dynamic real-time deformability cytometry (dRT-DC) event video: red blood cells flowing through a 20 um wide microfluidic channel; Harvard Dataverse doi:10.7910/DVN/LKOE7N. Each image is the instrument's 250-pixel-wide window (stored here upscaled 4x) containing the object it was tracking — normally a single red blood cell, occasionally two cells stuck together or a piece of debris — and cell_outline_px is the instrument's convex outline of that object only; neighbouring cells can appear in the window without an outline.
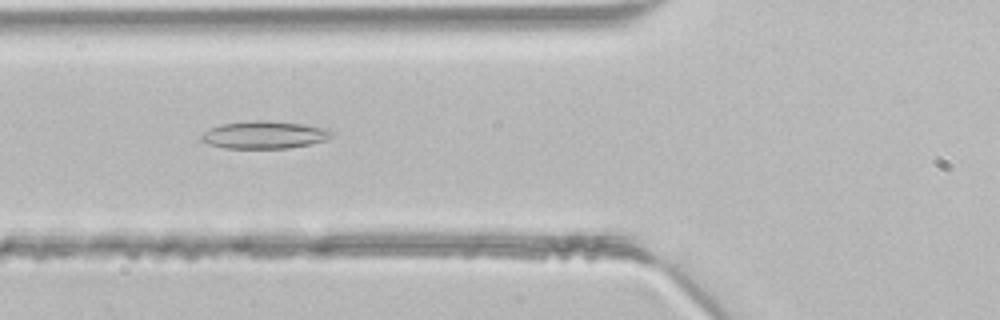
{"species": "common noctule bat (a hibernating species)", "species_latin": "Nyctalus noctula", "temperature_condition": "room temperature", "stored_images_in_passage": 35, "camera_frame_rate_fps": 3000, "um_per_image_px": 0.085, "animal": {"sex": "male", "body_mass_g": 21.5, "forearm_length_mm": 52.0}, "frame": {"image": 1, "passage_image": 6, "time_ms": 1.667, "image_size_px": [1000, 320], "cell_outline_px": [[332, 136], [328, 140], [312, 144], [288, 148], [224, 148], [208, 144], [200, 140], [200, 136], [204, 132], [220, 124], [248, 120], [264, 120], [304, 124], [324, 128], [332, 132]], "centroid_in_image_um": [22.46, 11.46], "position_along_channel_um": 103.3, "area_um2": 21.04}}
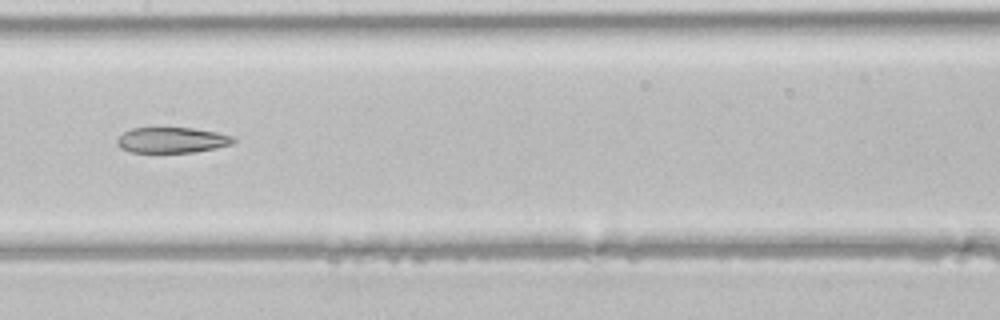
{"frame": {"image": 2, "passage_image": 12, "time_ms": 3.667, "image_size_px": [1000, 320], "cell_outline_px": [[236, 140], [232, 144], [216, 148], [196, 152], [132, 152], [120, 148], [116, 144], [116, 140], [124, 132], [132, 128], [192, 128], [216, 132], [232, 136]], "centroid_in_image_um": [14.61, 11.91], "position_along_channel_um": 192.8, "area_um2": 17.28}}
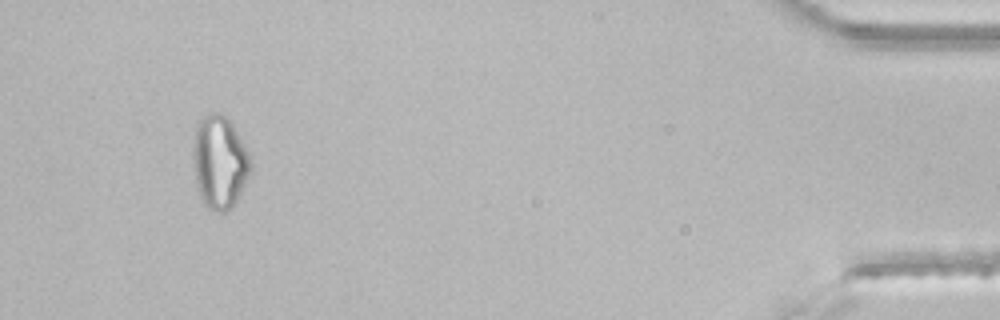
{"frame": {"image": 3, "passage_image": 32, "time_ms": 10.333, "image_size_px": [1000, 320], "cell_outline_px": [[248, 176], [232, 208], [224, 212], [216, 212], [208, 208], [204, 204], [200, 196], [196, 184], [192, 164], [192, 140], [196, 124], [208, 112], [216, 112], [224, 116], [232, 124], [244, 144], [248, 152]], "centroid_in_image_um": [18.59, 13.77], "position_along_channel_um": 416.6, "area_um2": 31.04}}